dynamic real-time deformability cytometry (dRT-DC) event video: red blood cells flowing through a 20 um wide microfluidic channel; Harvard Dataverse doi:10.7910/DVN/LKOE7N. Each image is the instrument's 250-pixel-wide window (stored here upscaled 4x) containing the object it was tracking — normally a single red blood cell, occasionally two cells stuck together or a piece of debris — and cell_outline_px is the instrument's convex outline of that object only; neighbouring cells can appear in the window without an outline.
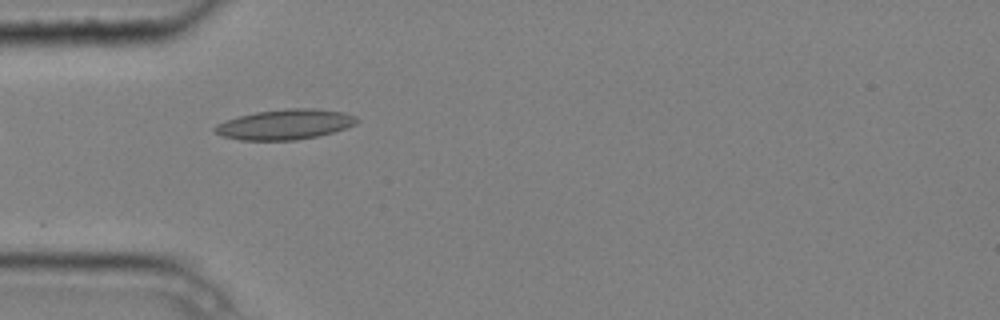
{"species": "common noctule bat (a hibernating species)", "species_latin": "Nyctalus noctula", "temperature_condition": "cold", "stored_images_in_passage": 7, "camera_frame_rate_fps": 3000, "um_per_image_px": 0.085, "animal": {"sex": "male", "body_mass_g": 20.4}, "frame": {"image": 1, "passage_image": 4, "time_ms": 1.0, "image_size_px": [1000, 320], "cell_outline_px": [[360, 120], [356, 124], [332, 132], [316, 136], [296, 140], [240, 140], [220, 136], [212, 128], [216, 124], [236, 116], [256, 112], [284, 108], [316, 108], [344, 112], [356, 116]], "centroid_in_image_um": [24.2, 10.56], "position_along_channel_um": 60.8, "area_um2": 25.14}}
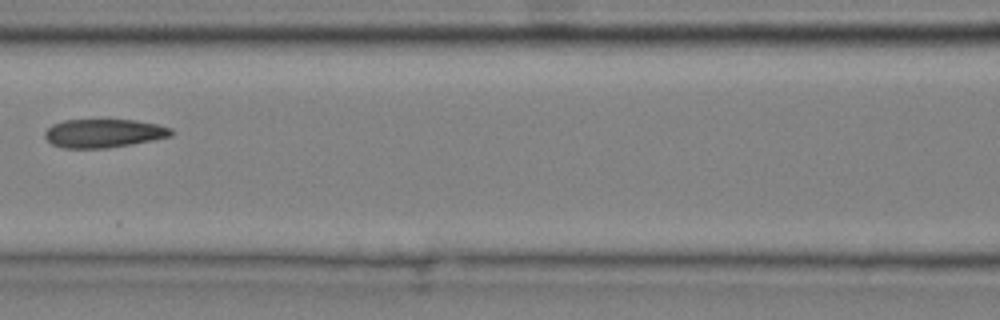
{"frame": {"image": 2, "passage_image": 6, "time_ms": 1.667, "image_size_px": [1000, 320], "cell_outline_px": [[176, 132], [172, 136], [132, 144], [108, 148], [64, 148], [52, 144], [44, 136], [44, 132], [52, 124], [64, 120], [136, 120], [156, 124], [172, 128]], "centroid_in_image_um": [8.84, 11.33], "position_along_channel_um": 157.8, "area_um2": 21.1}}
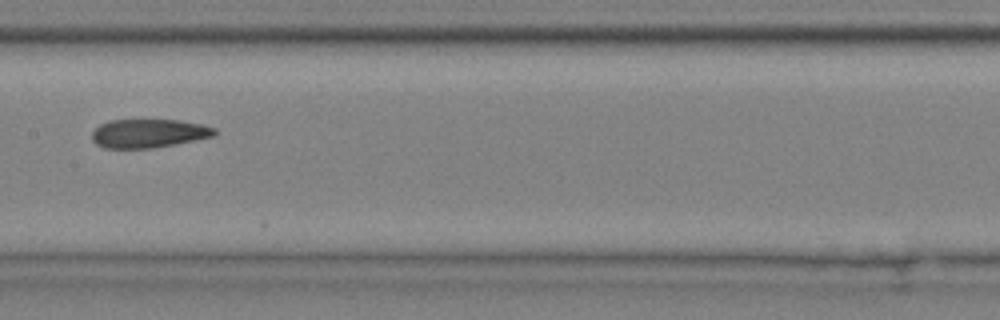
{"frame": {"image": 3, "passage_image": 7, "time_ms": 2.0, "image_size_px": [1000, 320], "cell_outline_px": [[216, 136], [176, 144], [152, 148], [104, 148], [96, 144], [92, 140], [92, 132], [100, 124], [108, 120], [180, 120], [204, 124], [216, 128]], "centroid_in_image_um": [12.66, 11.33], "position_along_channel_um": 194.7, "area_um2": 20.69}}